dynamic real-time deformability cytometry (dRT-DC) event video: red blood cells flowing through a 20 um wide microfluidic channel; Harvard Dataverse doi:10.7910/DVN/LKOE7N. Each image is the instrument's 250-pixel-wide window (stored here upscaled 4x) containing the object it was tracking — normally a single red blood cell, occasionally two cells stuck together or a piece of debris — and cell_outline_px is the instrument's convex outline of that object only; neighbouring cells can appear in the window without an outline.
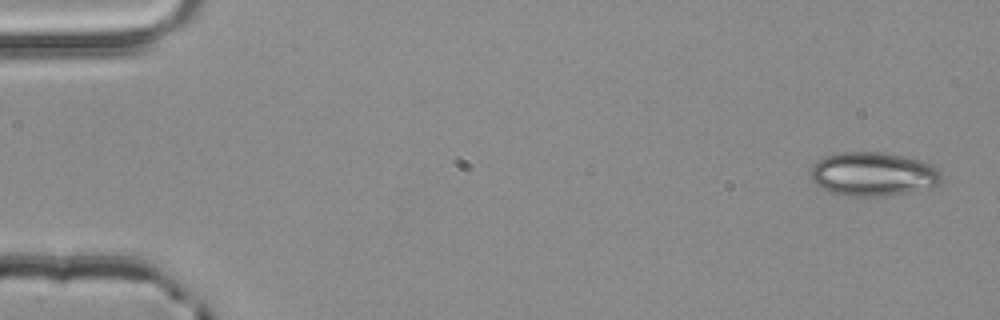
{"species": "common noctule bat (a hibernating species)", "species_latin": "Nyctalus noctula", "temperature_condition": "room temperature", "stored_images_in_passage": 4, "camera_frame_rate_fps": 3000, "um_per_image_px": 0.085, "animal": {"sex": "male", "body_mass_g": 20.4}, "frame": {"image": 1, "passage_image": 1, "time_ms": 0.0, "image_size_px": [1000, 320], "cell_outline_px": [[940, 184], [932, 188], [884, 196], [852, 196], [832, 192], [816, 184], [812, 180], [812, 168], [824, 156], [840, 152], [884, 152], [904, 156], [920, 160], [932, 164], [940, 168]], "centroid_in_image_um": [74.29, 14.79], "position_along_channel_um": 10.7, "area_um2": 33.35}}